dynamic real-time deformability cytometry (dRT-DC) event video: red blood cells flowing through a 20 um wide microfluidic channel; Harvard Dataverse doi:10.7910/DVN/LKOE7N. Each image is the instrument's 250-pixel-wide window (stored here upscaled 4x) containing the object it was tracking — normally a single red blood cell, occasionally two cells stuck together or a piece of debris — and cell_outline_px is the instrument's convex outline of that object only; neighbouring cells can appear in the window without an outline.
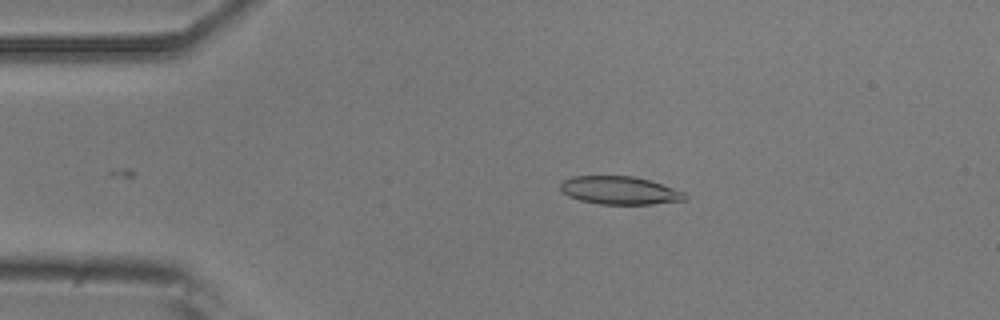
{"species": "common noctule bat (a hibernating species)", "species_latin": "Nyctalus noctula", "temperature_condition": "room temperature", "stored_images_in_passage": 39, "camera_frame_rate_fps": 3000, "um_per_image_px": 0.085, "animal": {"sex": "male", "body_mass_g": 20.5, "forearm_length_mm": 52.5}, "frame": {"image": 1, "passage_image": 2, "time_ms": 0.333, "image_size_px": [1000, 320], "cell_outline_px": [[688, 200], [652, 204], [600, 204], [580, 200], [568, 196], [560, 188], [560, 184], [564, 180], [572, 176], [632, 176], [648, 180], [684, 192], [688, 196]], "centroid_in_image_um": [52.68, 16.19], "position_along_channel_um": 32.3, "area_um2": 20.23}}
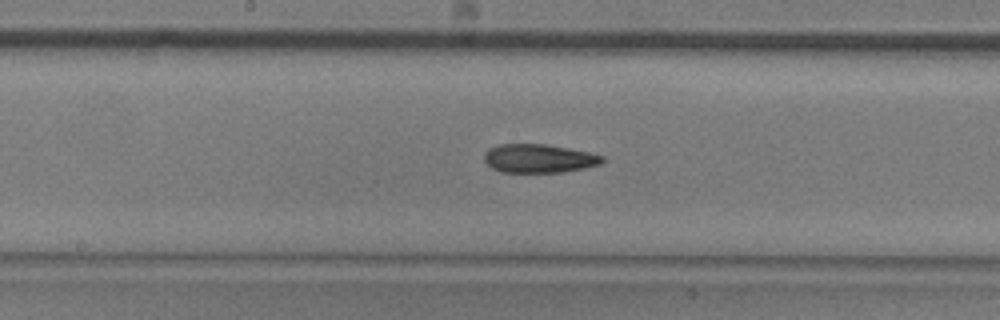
{"frame": {"image": 2, "passage_image": 18, "time_ms": 5.667, "image_size_px": [1000, 320], "cell_outline_px": [[604, 160], [600, 164], [584, 168], [564, 172], [500, 172], [492, 168], [484, 160], [484, 152], [500, 144], [544, 144], [568, 148], [588, 152], [604, 156]], "centroid_in_image_um": [45.81, 13.47], "position_along_channel_um": 202.4, "area_um2": 19.59}}
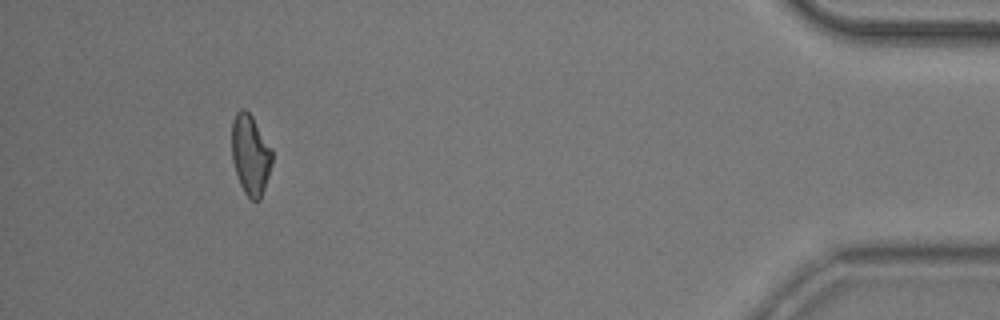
{"frame": {"image": 3, "passage_image": 39, "time_ms": 12.667, "image_size_px": [1000, 320], "cell_outline_px": [[272, 164], [260, 200], [252, 200], [244, 192], [240, 184], [232, 160], [232, 120], [236, 112], [240, 108], [244, 108], [252, 116], [272, 148]], "centroid_in_image_um": [21.28, 13.12], "position_along_channel_um": 413.9, "area_um2": 18.84}, "authors_computed_cell_mechanics": {"area_um2": 19.8254, "velocity_mm_per_s": 3.9581, "shape_relaxation_time_tau1_ms": 6.6412, "shape_relaxation_time_tau2_ms": 3.255, "deformation_change_tau1": 0.187, "deformation_change_tau2": 0.1159}}